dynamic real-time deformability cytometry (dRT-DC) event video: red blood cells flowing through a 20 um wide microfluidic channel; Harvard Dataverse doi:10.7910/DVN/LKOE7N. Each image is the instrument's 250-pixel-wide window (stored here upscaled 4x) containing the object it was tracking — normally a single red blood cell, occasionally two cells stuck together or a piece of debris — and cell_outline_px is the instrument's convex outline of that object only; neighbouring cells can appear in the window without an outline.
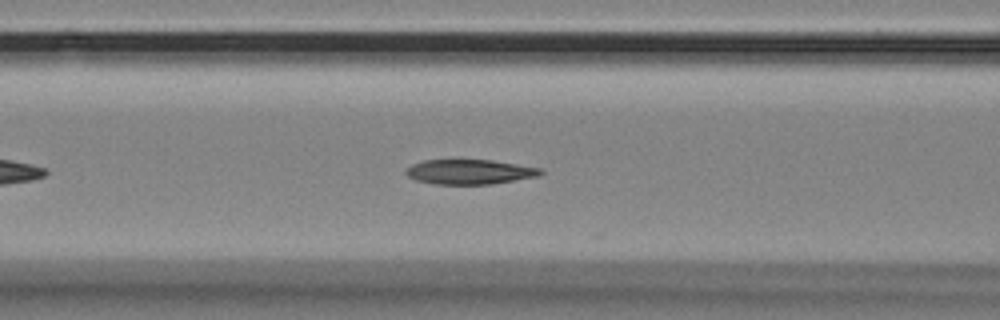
{"species": "Egyptian fruit bat (a non-hibernating species)", "species_latin": "Rousettus aegyptiacus", "temperature_condition": "room temperature", "stored_images_in_passage": 47, "camera_frame_rate_fps": 3000, "um_per_image_px": 0.085, "animal": {"sex": "female"}, "frame": {"image": 1, "passage_image": 12, "time_ms": 3.667, "image_size_px": [1000, 320], "cell_outline_px": [[544, 172], [540, 176], [492, 184], [432, 184], [416, 180], [408, 176], [404, 172], [412, 164], [424, 160], [492, 160], [540, 168]], "centroid_in_image_um": [39.92, 14.61], "position_along_channel_um": 126.7, "area_um2": 19.42}}
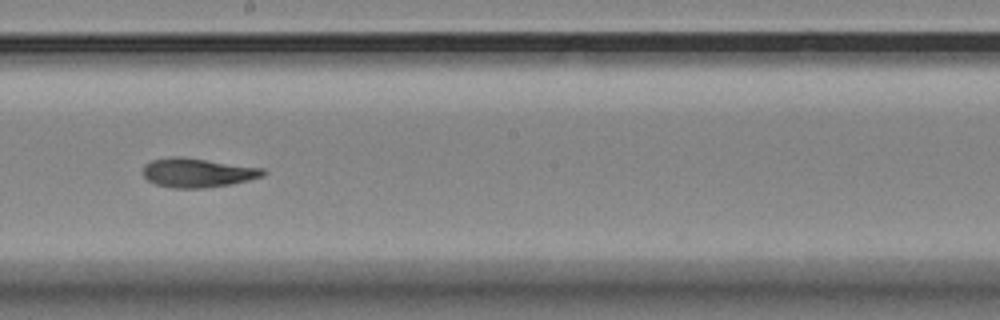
{"frame": {"image": 2, "passage_image": 21, "time_ms": 6.667, "image_size_px": [1000, 320], "cell_outline_px": [[268, 172], [264, 176], [232, 184], [204, 188], [172, 188], [156, 184], [148, 180], [144, 176], [144, 164], [152, 160], [172, 156], [180, 156], [264, 168]], "centroid_in_image_um": [16.82, 14.68], "position_along_channel_um": 231.4, "area_um2": 20.46}}
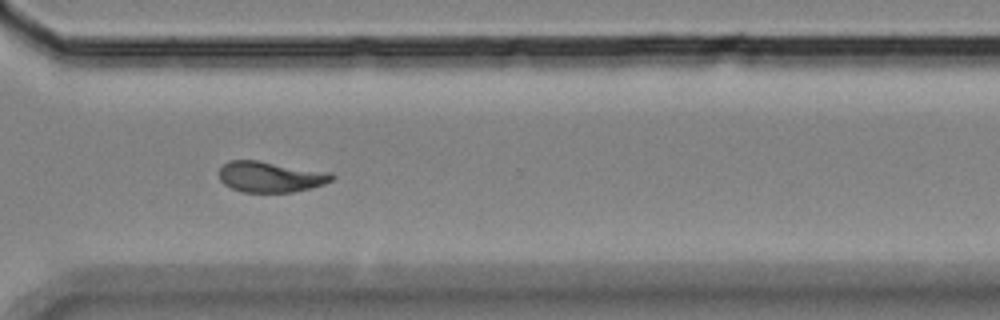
{"frame": {"image": 3, "passage_image": 31, "time_ms": 10.0, "image_size_px": [1000, 320], "cell_outline_px": [[336, 176], [332, 180], [324, 184], [312, 188], [292, 192], [240, 192], [224, 184], [220, 180], [220, 168], [228, 160], [256, 160], [332, 172]], "centroid_in_image_um": [23.02, 15.03], "position_along_channel_um": 347.6, "area_um2": 20.35}}